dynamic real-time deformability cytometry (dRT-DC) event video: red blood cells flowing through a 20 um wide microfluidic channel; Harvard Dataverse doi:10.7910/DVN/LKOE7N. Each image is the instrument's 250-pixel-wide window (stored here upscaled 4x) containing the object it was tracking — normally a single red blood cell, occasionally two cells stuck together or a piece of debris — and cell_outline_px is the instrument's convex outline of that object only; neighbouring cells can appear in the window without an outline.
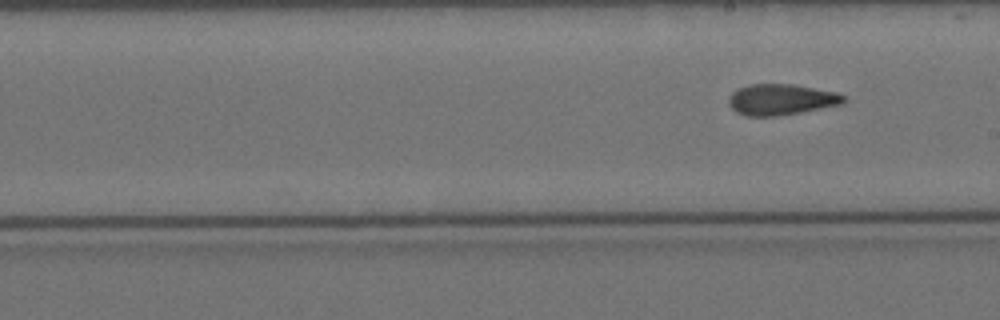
{"species": "Egyptian fruit bat (a non-hibernating species)", "species_latin": "Rousettus aegyptiacus", "temperature_condition": "cold", "stored_images_in_passage": 10, "segment_of_instrument_passage": [2, 2], "camera_frame_rate_fps": 3000, "um_per_image_px": 0.085, "animal": {"sex": "female"}, "frame": {"image": 1, "passage_image": 10, "time_ms": 11.0, "image_size_px": [1000, 320], "cell_outline_px": [[844, 100], [840, 104], [780, 116], [744, 116], [736, 112], [728, 104], [728, 96], [732, 92], [740, 88], [752, 84], [792, 84], [836, 92], [844, 96]], "centroid_in_image_um": [66.33, 8.46], "position_along_channel_um": 222.7, "area_um2": 20.58}}